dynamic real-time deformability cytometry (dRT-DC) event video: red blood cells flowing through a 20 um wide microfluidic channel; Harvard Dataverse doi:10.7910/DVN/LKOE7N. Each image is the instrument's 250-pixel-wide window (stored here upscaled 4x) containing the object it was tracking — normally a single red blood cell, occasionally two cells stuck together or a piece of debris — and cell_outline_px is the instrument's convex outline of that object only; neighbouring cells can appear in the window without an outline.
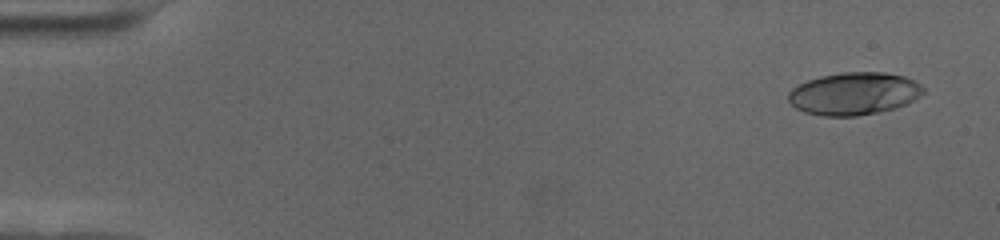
{"species": "human", "species_latin": "Homo sapiens", "temperature_condition": "cold", "stored_images_in_passage": 58, "camera_frame_rate_fps": 3000, "um_per_image_px": 0.085, "donor": {"sex": "female"}, "frame": {"image": 1, "passage_image": 3, "time_ms": 0.667, "image_size_px": [1000, 240], "cell_outline_px": [[924, 92], [920, 96], [896, 108], [856, 116], [824, 116], [804, 112], [796, 108], [788, 100], [788, 92], [796, 84], [820, 76], [844, 72], [884, 72], [904, 76], [920, 84], [924, 88]], "centroid_in_image_um": [72.56, 7.95], "position_along_channel_um": 12.4, "area_um2": 33.41}}
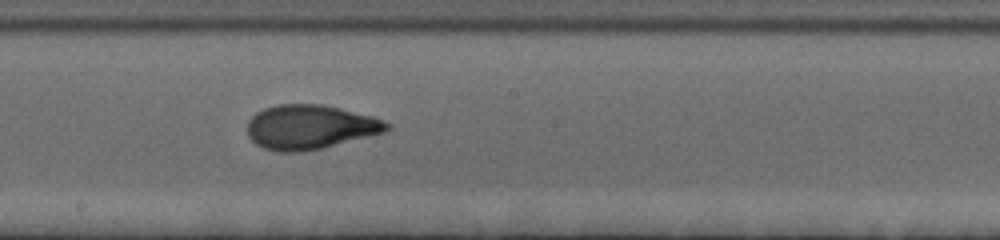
{"frame": {"image": 2, "passage_image": 33, "time_ms": 10.667, "image_size_px": [1000, 240], "cell_outline_px": [[392, 128], [384, 132], [320, 148], [300, 152], [280, 152], [264, 148], [256, 144], [248, 136], [248, 120], [256, 112], [264, 108], [276, 104], [320, 104], [340, 108], [372, 116], [384, 120], [392, 124]], "centroid_in_image_um": [26.35, 10.78], "position_along_channel_um": 221.9, "area_um2": 35.95}}
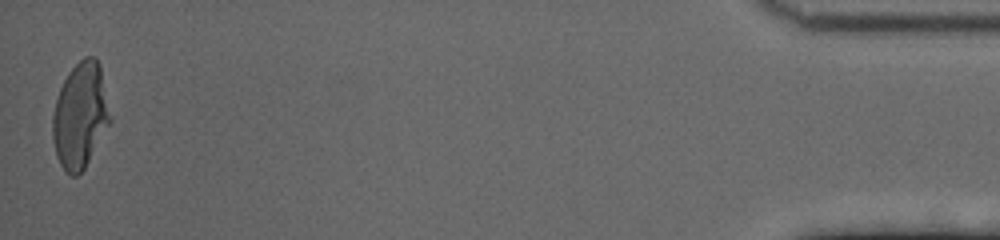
{"frame": {"image": 3, "passage_image": 58, "time_ms": 19.0, "image_size_px": [1000, 240], "cell_outline_px": [[112, 120], [84, 168], [76, 176], [72, 176], [64, 172], [56, 156], [52, 136], [52, 116], [56, 100], [60, 88], [68, 72], [84, 56], [92, 56], [100, 64], [112, 116]], "centroid_in_image_um": [6.83, 9.82], "position_along_channel_um": 428.4, "area_um2": 35.55}, "authors_computed_cell_mechanics": {"area_um2": 34.7089, "velocity_mm_per_s": 3.4878, "shape_relaxation_time_tau1_ms": 4.7117, "shape_relaxation_time_tau2_ms": 0.9573, "deformation_change_tau1": 0.2237, "deformation_change_tau2": 0.0716}}